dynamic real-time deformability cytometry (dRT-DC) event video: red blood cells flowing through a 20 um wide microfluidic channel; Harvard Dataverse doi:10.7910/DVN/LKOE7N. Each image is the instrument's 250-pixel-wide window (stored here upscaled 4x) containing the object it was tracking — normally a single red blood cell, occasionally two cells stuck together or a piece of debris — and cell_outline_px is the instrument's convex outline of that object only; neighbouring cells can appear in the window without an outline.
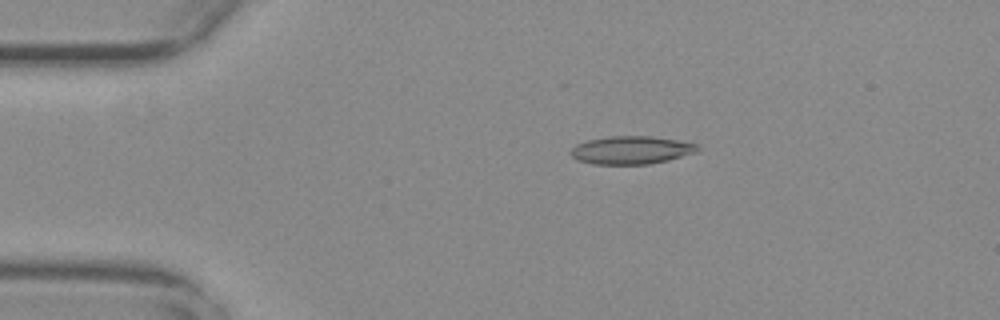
{"species": "common noctule bat (a hibernating species)", "species_latin": "Nyctalus noctula", "temperature_condition": "warm", "stored_images_in_passage": 48, "camera_frame_rate_fps": 3000, "um_per_image_px": 0.085, "animal": {"sex": "female", "body_mass_g": 29.2, "forearm_length_mm": 56.3}, "frame": {"image": 1, "passage_image": 4, "time_ms": 1.0, "image_size_px": [1000, 320], "cell_outline_px": [[700, 148], [696, 152], [668, 160], [648, 164], [592, 164], [576, 160], [568, 152], [576, 144], [588, 140], [608, 136], [648, 136], [676, 140], [696, 144]], "centroid_in_image_um": [53.6, 12.76], "position_along_channel_um": 31.4, "area_um2": 20.63}}
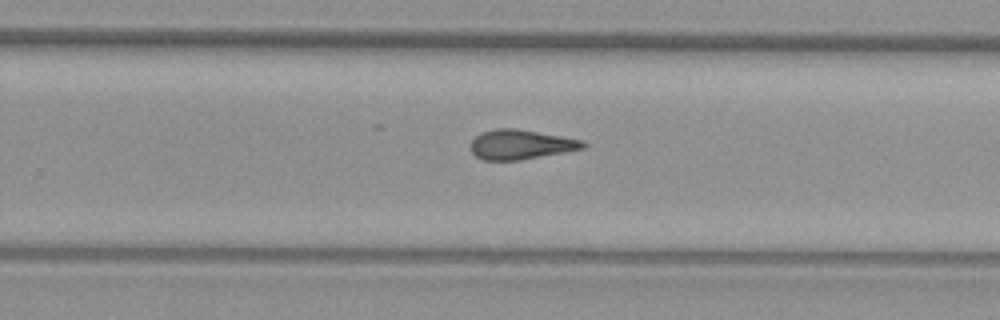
{"frame": {"image": 2, "passage_image": 28, "time_ms": 9.0, "image_size_px": [1000, 320], "cell_outline_px": [[588, 144], [584, 148], [564, 152], [520, 160], [484, 160], [476, 156], [472, 152], [472, 140], [480, 132], [496, 128], [516, 128], [584, 140]], "centroid_in_image_um": [44.28, 12.27], "position_along_channel_um": 285.5, "area_um2": 19.36}}
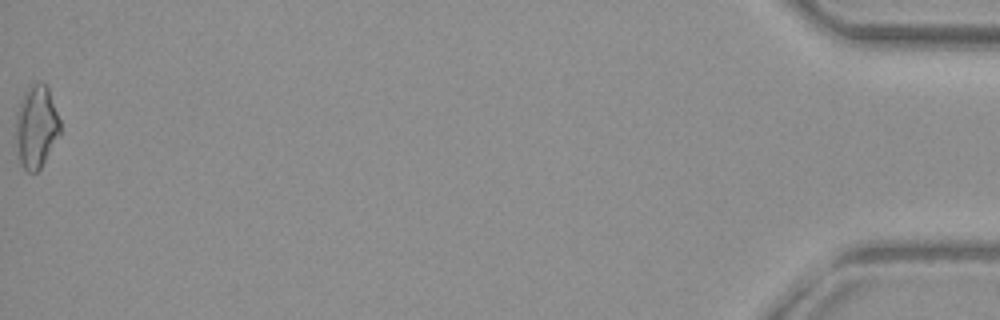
{"frame": {"image": 3, "passage_image": 48, "time_ms": 15.667, "image_size_px": [1000, 320], "cell_outline_px": [[60, 136], [40, 168], [36, 172], [28, 172], [20, 164], [16, 140], [16, 112], [20, 100], [24, 92], [32, 84], [40, 80], [48, 88], [60, 120]], "centroid_in_image_um": [3.08, 10.76], "position_along_channel_um": 432.1, "area_um2": 21.39}, "authors_computed_cell_mechanics": {"area_um2": 19.5653, "velocity_mm_per_s": 3.7999, "shape_relaxation_time_tau1_ms": null, "shape_relaxation_time_tau2_ms": 2.4025, "deformation_change_tau1": null, "deformation_change_tau2": 0.109}}